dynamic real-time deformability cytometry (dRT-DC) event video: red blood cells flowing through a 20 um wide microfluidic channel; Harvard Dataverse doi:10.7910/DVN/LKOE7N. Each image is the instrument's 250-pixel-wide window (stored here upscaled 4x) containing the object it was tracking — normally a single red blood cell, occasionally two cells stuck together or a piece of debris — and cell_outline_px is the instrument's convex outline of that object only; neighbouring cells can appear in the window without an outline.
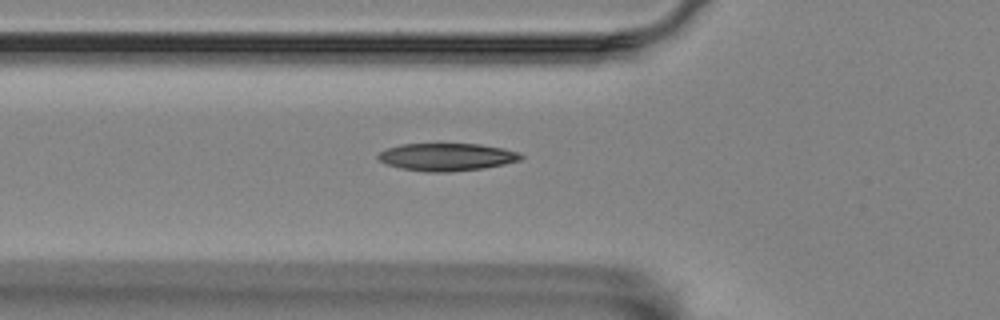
{"species": "Egyptian fruit bat (a non-hibernating species)", "species_latin": "Rousettus aegyptiacus", "temperature_condition": "room temperature", "stored_images_in_passage": 7, "camera_frame_rate_fps": 3000, "um_per_image_px": 0.085, "animal": {"sex": "female"}, "frame": {"image": 1, "passage_image": 7, "time_ms": 2.0, "image_size_px": [1000, 320], "cell_outline_px": [[524, 156], [520, 160], [504, 164], [484, 168], [448, 172], [424, 172], [400, 168], [388, 164], [380, 160], [376, 156], [380, 152], [388, 148], [400, 144], [480, 144], [504, 148], [520, 152]], "centroid_in_image_um": [38.0, 13.34], "position_along_channel_um": 87.8, "area_um2": 23.0}}